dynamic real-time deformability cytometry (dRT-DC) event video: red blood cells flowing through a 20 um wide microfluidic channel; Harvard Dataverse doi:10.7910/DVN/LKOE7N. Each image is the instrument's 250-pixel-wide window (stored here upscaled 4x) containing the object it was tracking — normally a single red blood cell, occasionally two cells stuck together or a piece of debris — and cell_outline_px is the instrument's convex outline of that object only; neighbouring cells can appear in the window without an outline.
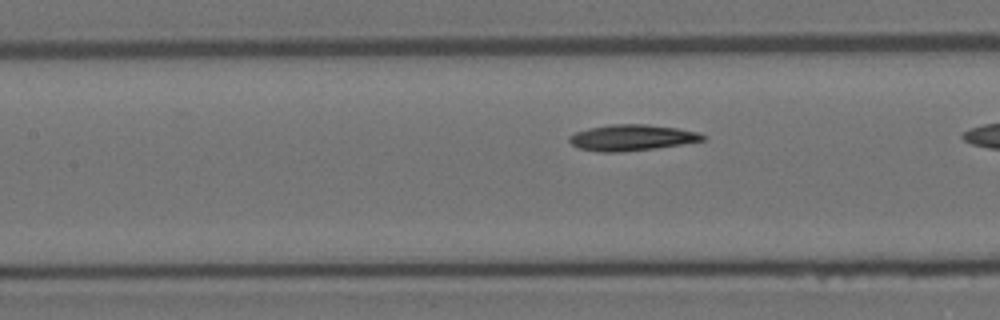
{"species": "Egyptian fruit bat (a non-hibernating species)", "species_latin": "Rousettus aegyptiacus", "temperature_condition": "room temperature", "stored_images_in_passage": 10, "camera_frame_rate_fps": 3000, "um_per_image_px": 0.085, "animal": {"sex": "female"}, "frame": {"image": 1, "passage_image": 9, "time_ms": 2.667, "image_size_px": [1000, 320], "cell_outline_px": [[704, 140], [684, 144], [656, 148], [624, 152], [600, 152], [580, 148], [572, 144], [568, 140], [568, 136], [576, 132], [588, 128], [612, 124], [644, 124], [676, 128], [700, 132], [704, 136]], "centroid_in_image_um": [53.7, 11.7], "position_along_channel_um": 153.7, "area_um2": 20.23}}